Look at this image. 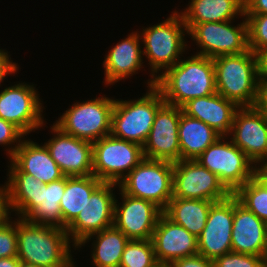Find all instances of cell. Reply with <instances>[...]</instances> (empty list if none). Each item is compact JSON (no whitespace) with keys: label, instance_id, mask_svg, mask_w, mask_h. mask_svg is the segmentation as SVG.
Returning <instances> with one entry per match:
<instances>
[{"label":"cell","instance_id":"1","mask_svg":"<svg viewBox=\"0 0 267 267\" xmlns=\"http://www.w3.org/2000/svg\"><path fill=\"white\" fill-rule=\"evenodd\" d=\"M166 104L182 107L189 100L217 92L213 59L197 55L180 59L155 81Z\"/></svg>","mask_w":267,"mask_h":267},{"label":"cell","instance_id":"2","mask_svg":"<svg viewBox=\"0 0 267 267\" xmlns=\"http://www.w3.org/2000/svg\"><path fill=\"white\" fill-rule=\"evenodd\" d=\"M17 257L41 267H68L74 262L66 230L16 219Z\"/></svg>","mask_w":267,"mask_h":267},{"label":"cell","instance_id":"3","mask_svg":"<svg viewBox=\"0 0 267 267\" xmlns=\"http://www.w3.org/2000/svg\"><path fill=\"white\" fill-rule=\"evenodd\" d=\"M188 29L180 13L175 10L170 16L159 24L146 27L140 32L141 44L144 45L143 55L148 59L151 78L147 87L155 86L156 79L170 67L174 66L187 50L184 39ZM164 71H163V70ZM162 70V73H161ZM160 72V74H158ZM158 74V76H157Z\"/></svg>","mask_w":267,"mask_h":267},{"label":"cell","instance_id":"4","mask_svg":"<svg viewBox=\"0 0 267 267\" xmlns=\"http://www.w3.org/2000/svg\"><path fill=\"white\" fill-rule=\"evenodd\" d=\"M217 93L238 107H253L258 73L252 50L213 58Z\"/></svg>","mask_w":267,"mask_h":267},{"label":"cell","instance_id":"5","mask_svg":"<svg viewBox=\"0 0 267 267\" xmlns=\"http://www.w3.org/2000/svg\"><path fill=\"white\" fill-rule=\"evenodd\" d=\"M137 100L115 99L112 112L111 135L143 147L151 131L157 111L165 104L155 87Z\"/></svg>","mask_w":267,"mask_h":267},{"label":"cell","instance_id":"6","mask_svg":"<svg viewBox=\"0 0 267 267\" xmlns=\"http://www.w3.org/2000/svg\"><path fill=\"white\" fill-rule=\"evenodd\" d=\"M118 187L123 193L153 202L164 211L173 198V163L144 158Z\"/></svg>","mask_w":267,"mask_h":267},{"label":"cell","instance_id":"7","mask_svg":"<svg viewBox=\"0 0 267 267\" xmlns=\"http://www.w3.org/2000/svg\"><path fill=\"white\" fill-rule=\"evenodd\" d=\"M114 103L105 95L76 102L54 124L66 134L93 143L110 135Z\"/></svg>","mask_w":267,"mask_h":267},{"label":"cell","instance_id":"8","mask_svg":"<svg viewBox=\"0 0 267 267\" xmlns=\"http://www.w3.org/2000/svg\"><path fill=\"white\" fill-rule=\"evenodd\" d=\"M225 139L227 140L226 136H220L195 160L217 175L223 185L234 194L259 169L231 140Z\"/></svg>","mask_w":267,"mask_h":267},{"label":"cell","instance_id":"9","mask_svg":"<svg viewBox=\"0 0 267 267\" xmlns=\"http://www.w3.org/2000/svg\"><path fill=\"white\" fill-rule=\"evenodd\" d=\"M93 144V175L118 184L145 157L139 144L107 135Z\"/></svg>","mask_w":267,"mask_h":267},{"label":"cell","instance_id":"10","mask_svg":"<svg viewBox=\"0 0 267 267\" xmlns=\"http://www.w3.org/2000/svg\"><path fill=\"white\" fill-rule=\"evenodd\" d=\"M245 21H244V20ZM200 48L197 55L215 58L222 55H237L249 50L246 17L236 26L232 20L194 24L187 33Z\"/></svg>","mask_w":267,"mask_h":267},{"label":"cell","instance_id":"11","mask_svg":"<svg viewBox=\"0 0 267 267\" xmlns=\"http://www.w3.org/2000/svg\"><path fill=\"white\" fill-rule=\"evenodd\" d=\"M231 194L217 175L196 160L173 163V197L217 202Z\"/></svg>","mask_w":267,"mask_h":267},{"label":"cell","instance_id":"12","mask_svg":"<svg viewBox=\"0 0 267 267\" xmlns=\"http://www.w3.org/2000/svg\"><path fill=\"white\" fill-rule=\"evenodd\" d=\"M34 84L25 82L0 91V118L12 123L25 136L41 128L45 122L43 105Z\"/></svg>","mask_w":267,"mask_h":267},{"label":"cell","instance_id":"13","mask_svg":"<svg viewBox=\"0 0 267 267\" xmlns=\"http://www.w3.org/2000/svg\"><path fill=\"white\" fill-rule=\"evenodd\" d=\"M116 183L102 182L88 198L87 204L77 217L66 227L73 249L89 235L113 225ZM72 239V240H71Z\"/></svg>","mask_w":267,"mask_h":267},{"label":"cell","instance_id":"14","mask_svg":"<svg viewBox=\"0 0 267 267\" xmlns=\"http://www.w3.org/2000/svg\"><path fill=\"white\" fill-rule=\"evenodd\" d=\"M228 136L259 170L267 162V115L263 112L254 107H239Z\"/></svg>","mask_w":267,"mask_h":267},{"label":"cell","instance_id":"15","mask_svg":"<svg viewBox=\"0 0 267 267\" xmlns=\"http://www.w3.org/2000/svg\"><path fill=\"white\" fill-rule=\"evenodd\" d=\"M233 218L234 194L211 205L206 225L197 238L198 254L214 261L232 252Z\"/></svg>","mask_w":267,"mask_h":267},{"label":"cell","instance_id":"16","mask_svg":"<svg viewBox=\"0 0 267 267\" xmlns=\"http://www.w3.org/2000/svg\"><path fill=\"white\" fill-rule=\"evenodd\" d=\"M182 108L164 104L156 113L151 131L143 145L146 159L177 162L181 160L178 139Z\"/></svg>","mask_w":267,"mask_h":267},{"label":"cell","instance_id":"17","mask_svg":"<svg viewBox=\"0 0 267 267\" xmlns=\"http://www.w3.org/2000/svg\"><path fill=\"white\" fill-rule=\"evenodd\" d=\"M50 128L53 137L44 144L64 176L93 175L92 142L66 134L55 124Z\"/></svg>","mask_w":267,"mask_h":267},{"label":"cell","instance_id":"18","mask_svg":"<svg viewBox=\"0 0 267 267\" xmlns=\"http://www.w3.org/2000/svg\"><path fill=\"white\" fill-rule=\"evenodd\" d=\"M119 194L122 202L115 199L113 225L129 240H150L163 211L148 200L131 197L121 190Z\"/></svg>","mask_w":267,"mask_h":267},{"label":"cell","instance_id":"19","mask_svg":"<svg viewBox=\"0 0 267 267\" xmlns=\"http://www.w3.org/2000/svg\"><path fill=\"white\" fill-rule=\"evenodd\" d=\"M151 241L160 265L168 266L174 260L198 254L197 237L164 213L158 218Z\"/></svg>","mask_w":267,"mask_h":267},{"label":"cell","instance_id":"20","mask_svg":"<svg viewBox=\"0 0 267 267\" xmlns=\"http://www.w3.org/2000/svg\"><path fill=\"white\" fill-rule=\"evenodd\" d=\"M232 252L262 256L266 259V222L242 205L234 195Z\"/></svg>","mask_w":267,"mask_h":267},{"label":"cell","instance_id":"21","mask_svg":"<svg viewBox=\"0 0 267 267\" xmlns=\"http://www.w3.org/2000/svg\"><path fill=\"white\" fill-rule=\"evenodd\" d=\"M23 139L10 158L8 173H27L44 184L64 177L45 144L41 146L25 137Z\"/></svg>","mask_w":267,"mask_h":267},{"label":"cell","instance_id":"22","mask_svg":"<svg viewBox=\"0 0 267 267\" xmlns=\"http://www.w3.org/2000/svg\"><path fill=\"white\" fill-rule=\"evenodd\" d=\"M140 40L139 32H132L108 51L103 61L104 81L107 86L125 80L142 68L144 62Z\"/></svg>","mask_w":267,"mask_h":267},{"label":"cell","instance_id":"23","mask_svg":"<svg viewBox=\"0 0 267 267\" xmlns=\"http://www.w3.org/2000/svg\"><path fill=\"white\" fill-rule=\"evenodd\" d=\"M181 108L187 116L202 121L219 135L227 137L232 129L234 114L239 107L216 92L191 99Z\"/></svg>","mask_w":267,"mask_h":267},{"label":"cell","instance_id":"24","mask_svg":"<svg viewBox=\"0 0 267 267\" xmlns=\"http://www.w3.org/2000/svg\"><path fill=\"white\" fill-rule=\"evenodd\" d=\"M188 7L179 12L186 28L204 22H224L245 16L244 0H191Z\"/></svg>","mask_w":267,"mask_h":267},{"label":"cell","instance_id":"25","mask_svg":"<svg viewBox=\"0 0 267 267\" xmlns=\"http://www.w3.org/2000/svg\"><path fill=\"white\" fill-rule=\"evenodd\" d=\"M65 185L66 176L44 184L37 193V201H31V213L25 219L38 225H51L63 229L60 201Z\"/></svg>","mask_w":267,"mask_h":267},{"label":"cell","instance_id":"26","mask_svg":"<svg viewBox=\"0 0 267 267\" xmlns=\"http://www.w3.org/2000/svg\"><path fill=\"white\" fill-rule=\"evenodd\" d=\"M220 136L207 124L182 112L178 127L181 160L197 159Z\"/></svg>","mask_w":267,"mask_h":267},{"label":"cell","instance_id":"27","mask_svg":"<svg viewBox=\"0 0 267 267\" xmlns=\"http://www.w3.org/2000/svg\"><path fill=\"white\" fill-rule=\"evenodd\" d=\"M91 238L96 239L93 240V250L91 251V263L93 266L119 267L122 253L124 252L126 244L129 242L127 236L112 225L100 232L87 236L76 249L85 246V243L89 242Z\"/></svg>","mask_w":267,"mask_h":267},{"label":"cell","instance_id":"28","mask_svg":"<svg viewBox=\"0 0 267 267\" xmlns=\"http://www.w3.org/2000/svg\"><path fill=\"white\" fill-rule=\"evenodd\" d=\"M213 203L208 200L173 197L163 213L198 238L206 225Z\"/></svg>","mask_w":267,"mask_h":267},{"label":"cell","instance_id":"29","mask_svg":"<svg viewBox=\"0 0 267 267\" xmlns=\"http://www.w3.org/2000/svg\"><path fill=\"white\" fill-rule=\"evenodd\" d=\"M101 183L94 175L66 176L65 190L60 201L64 230L84 209L88 198Z\"/></svg>","mask_w":267,"mask_h":267},{"label":"cell","instance_id":"30","mask_svg":"<svg viewBox=\"0 0 267 267\" xmlns=\"http://www.w3.org/2000/svg\"><path fill=\"white\" fill-rule=\"evenodd\" d=\"M4 187L9 207L18 218L25 219L31 213V201H37V193L44 183L27 173H8Z\"/></svg>","mask_w":267,"mask_h":267},{"label":"cell","instance_id":"31","mask_svg":"<svg viewBox=\"0 0 267 267\" xmlns=\"http://www.w3.org/2000/svg\"><path fill=\"white\" fill-rule=\"evenodd\" d=\"M234 195L249 211L267 222V178L260 171Z\"/></svg>","mask_w":267,"mask_h":267},{"label":"cell","instance_id":"32","mask_svg":"<svg viewBox=\"0 0 267 267\" xmlns=\"http://www.w3.org/2000/svg\"><path fill=\"white\" fill-rule=\"evenodd\" d=\"M154 247L150 240H129L119 267H158Z\"/></svg>","mask_w":267,"mask_h":267},{"label":"cell","instance_id":"33","mask_svg":"<svg viewBox=\"0 0 267 267\" xmlns=\"http://www.w3.org/2000/svg\"><path fill=\"white\" fill-rule=\"evenodd\" d=\"M248 46L253 52L267 47V14H245Z\"/></svg>","mask_w":267,"mask_h":267},{"label":"cell","instance_id":"34","mask_svg":"<svg viewBox=\"0 0 267 267\" xmlns=\"http://www.w3.org/2000/svg\"><path fill=\"white\" fill-rule=\"evenodd\" d=\"M215 267H267L262 256L229 252L214 260Z\"/></svg>","mask_w":267,"mask_h":267},{"label":"cell","instance_id":"35","mask_svg":"<svg viewBox=\"0 0 267 267\" xmlns=\"http://www.w3.org/2000/svg\"><path fill=\"white\" fill-rule=\"evenodd\" d=\"M17 256L16 220L10 218L0 227V258Z\"/></svg>","mask_w":267,"mask_h":267},{"label":"cell","instance_id":"36","mask_svg":"<svg viewBox=\"0 0 267 267\" xmlns=\"http://www.w3.org/2000/svg\"><path fill=\"white\" fill-rule=\"evenodd\" d=\"M23 137H25V135L16 126L0 118V145L8 146L5 151L8 153L9 158H11L17 150ZM14 143H16V145ZM10 145L14 146L11 147Z\"/></svg>","mask_w":267,"mask_h":267},{"label":"cell","instance_id":"37","mask_svg":"<svg viewBox=\"0 0 267 267\" xmlns=\"http://www.w3.org/2000/svg\"><path fill=\"white\" fill-rule=\"evenodd\" d=\"M168 267H215L214 261L200 254L172 261Z\"/></svg>","mask_w":267,"mask_h":267},{"label":"cell","instance_id":"38","mask_svg":"<svg viewBox=\"0 0 267 267\" xmlns=\"http://www.w3.org/2000/svg\"><path fill=\"white\" fill-rule=\"evenodd\" d=\"M253 107L267 115V77H258L256 99Z\"/></svg>","mask_w":267,"mask_h":267},{"label":"cell","instance_id":"39","mask_svg":"<svg viewBox=\"0 0 267 267\" xmlns=\"http://www.w3.org/2000/svg\"><path fill=\"white\" fill-rule=\"evenodd\" d=\"M18 63L11 60L8 51L0 49V85L6 79V76L15 74L18 71Z\"/></svg>","mask_w":267,"mask_h":267},{"label":"cell","instance_id":"40","mask_svg":"<svg viewBox=\"0 0 267 267\" xmlns=\"http://www.w3.org/2000/svg\"><path fill=\"white\" fill-rule=\"evenodd\" d=\"M9 207L8 194L4 185L0 186V227L5 224L11 216Z\"/></svg>","mask_w":267,"mask_h":267},{"label":"cell","instance_id":"41","mask_svg":"<svg viewBox=\"0 0 267 267\" xmlns=\"http://www.w3.org/2000/svg\"><path fill=\"white\" fill-rule=\"evenodd\" d=\"M245 14H267V0H244Z\"/></svg>","mask_w":267,"mask_h":267},{"label":"cell","instance_id":"42","mask_svg":"<svg viewBox=\"0 0 267 267\" xmlns=\"http://www.w3.org/2000/svg\"><path fill=\"white\" fill-rule=\"evenodd\" d=\"M258 77H267V47L254 52Z\"/></svg>","mask_w":267,"mask_h":267},{"label":"cell","instance_id":"43","mask_svg":"<svg viewBox=\"0 0 267 267\" xmlns=\"http://www.w3.org/2000/svg\"><path fill=\"white\" fill-rule=\"evenodd\" d=\"M21 261L17 256L9 258H0V267H19Z\"/></svg>","mask_w":267,"mask_h":267},{"label":"cell","instance_id":"44","mask_svg":"<svg viewBox=\"0 0 267 267\" xmlns=\"http://www.w3.org/2000/svg\"><path fill=\"white\" fill-rule=\"evenodd\" d=\"M267 178V162L259 170Z\"/></svg>","mask_w":267,"mask_h":267},{"label":"cell","instance_id":"45","mask_svg":"<svg viewBox=\"0 0 267 267\" xmlns=\"http://www.w3.org/2000/svg\"><path fill=\"white\" fill-rule=\"evenodd\" d=\"M19 267H41V266H37V265H33V264H28V263H23L21 262Z\"/></svg>","mask_w":267,"mask_h":267},{"label":"cell","instance_id":"46","mask_svg":"<svg viewBox=\"0 0 267 267\" xmlns=\"http://www.w3.org/2000/svg\"><path fill=\"white\" fill-rule=\"evenodd\" d=\"M75 266H77V265H75V263L72 262L68 267H75Z\"/></svg>","mask_w":267,"mask_h":267},{"label":"cell","instance_id":"47","mask_svg":"<svg viewBox=\"0 0 267 267\" xmlns=\"http://www.w3.org/2000/svg\"><path fill=\"white\" fill-rule=\"evenodd\" d=\"M266 230H267V222H266ZM266 262H267V252H266Z\"/></svg>","mask_w":267,"mask_h":267},{"label":"cell","instance_id":"48","mask_svg":"<svg viewBox=\"0 0 267 267\" xmlns=\"http://www.w3.org/2000/svg\"><path fill=\"white\" fill-rule=\"evenodd\" d=\"M158 267H168L167 265H159Z\"/></svg>","mask_w":267,"mask_h":267}]
</instances>
